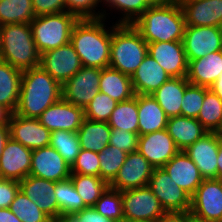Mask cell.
Returning <instances> with one entry per match:
<instances>
[{"instance_id":"28","label":"cell","mask_w":222,"mask_h":222,"mask_svg":"<svg viewBox=\"0 0 222 222\" xmlns=\"http://www.w3.org/2000/svg\"><path fill=\"white\" fill-rule=\"evenodd\" d=\"M189 84L187 78L172 77L151 95L168 118L181 116L184 91Z\"/></svg>"},{"instance_id":"36","label":"cell","mask_w":222,"mask_h":222,"mask_svg":"<svg viewBox=\"0 0 222 222\" xmlns=\"http://www.w3.org/2000/svg\"><path fill=\"white\" fill-rule=\"evenodd\" d=\"M197 120L208 132H218L222 124V100L210 89L205 93Z\"/></svg>"},{"instance_id":"53","label":"cell","mask_w":222,"mask_h":222,"mask_svg":"<svg viewBox=\"0 0 222 222\" xmlns=\"http://www.w3.org/2000/svg\"><path fill=\"white\" fill-rule=\"evenodd\" d=\"M209 89L222 100V73Z\"/></svg>"},{"instance_id":"58","label":"cell","mask_w":222,"mask_h":222,"mask_svg":"<svg viewBox=\"0 0 222 222\" xmlns=\"http://www.w3.org/2000/svg\"><path fill=\"white\" fill-rule=\"evenodd\" d=\"M151 4H163V3H167L170 2L172 0H148Z\"/></svg>"},{"instance_id":"55","label":"cell","mask_w":222,"mask_h":222,"mask_svg":"<svg viewBox=\"0 0 222 222\" xmlns=\"http://www.w3.org/2000/svg\"><path fill=\"white\" fill-rule=\"evenodd\" d=\"M218 177H222V140L219 137V150L217 156Z\"/></svg>"},{"instance_id":"39","label":"cell","mask_w":222,"mask_h":222,"mask_svg":"<svg viewBox=\"0 0 222 222\" xmlns=\"http://www.w3.org/2000/svg\"><path fill=\"white\" fill-rule=\"evenodd\" d=\"M9 209L22 222H52L53 220L46 215L36 203L31 201L21 190L12 201Z\"/></svg>"},{"instance_id":"15","label":"cell","mask_w":222,"mask_h":222,"mask_svg":"<svg viewBox=\"0 0 222 222\" xmlns=\"http://www.w3.org/2000/svg\"><path fill=\"white\" fill-rule=\"evenodd\" d=\"M50 132L66 130L76 133L85 119L84 108L61 98L49 106L38 118Z\"/></svg>"},{"instance_id":"47","label":"cell","mask_w":222,"mask_h":222,"mask_svg":"<svg viewBox=\"0 0 222 222\" xmlns=\"http://www.w3.org/2000/svg\"><path fill=\"white\" fill-rule=\"evenodd\" d=\"M35 17L66 11L65 0H32Z\"/></svg>"},{"instance_id":"20","label":"cell","mask_w":222,"mask_h":222,"mask_svg":"<svg viewBox=\"0 0 222 222\" xmlns=\"http://www.w3.org/2000/svg\"><path fill=\"white\" fill-rule=\"evenodd\" d=\"M219 134L208 132L184 151L196 164L204 179L218 178Z\"/></svg>"},{"instance_id":"40","label":"cell","mask_w":222,"mask_h":222,"mask_svg":"<svg viewBox=\"0 0 222 222\" xmlns=\"http://www.w3.org/2000/svg\"><path fill=\"white\" fill-rule=\"evenodd\" d=\"M103 216L123 222L122 192L108 186L93 206Z\"/></svg>"},{"instance_id":"21","label":"cell","mask_w":222,"mask_h":222,"mask_svg":"<svg viewBox=\"0 0 222 222\" xmlns=\"http://www.w3.org/2000/svg\"><path fill=\"white\" fill-rule=\"evenodd\" d=\"M20 190L53 221L59 217V207L55 196V182L32 175L19 182Z\"/></svg>"},{"instance_id":"30","label":"cell","mask_w":222,"mask_h":222,"mask_svg":"<svg viewBox=\"0 0 222 222\" xmlns=\"http://www.w3.org/2000/svg\"><path fill=\"white\" fill-rule=\"evenodd\" d=\"M22 72L0 60V105L11 113H14L18 106Z\"/></svg>"},{"instance_id":"43","label":"cell","mask_w":222,"mask_h":222,"mask_svg":"<svg viewBox=\"0 0 222 222\" xmlns=\"http://www.w3.org/2000/svg\"><path fill=\"white\" fill-rule=\"evenodd\" d=\"M207 87L189 84L185 91L181 106V116L196 118L203 106Z\"/></svg>"},{"instance_id":"31","label":"cell","mask_w":222,"mask_h":222,"mask_svg":"<svg viewBox=\"0 0 222 222\" xmlns=\"http://www.w3.org/2000/svg\"><path fill=\"white\" fill-rule=\"evenodd\" d=\"M76 133L81 149L100 153L109 144L111 128L107 122L91 121L85 118Z\"/></svg>"},{"instance_id":"14","label":"cell","mask_w":222,"mask_h":222,"mask_svg":"<svg viewBox=\"0 0 222 222\" xmlns=\"http://www.w3.org/2000/svg\"><path fill=\"white\" fill-rule=\"evenodd\" d=\"M29 175L53 182L63 181L70 178L71 166L49 145L32 150Z\"/></svg>"},{"instance_id":"23","label":"cell","mask_w":222,"mask_h":222,"mask_svg":"<svg viewBox=\"0 0 222 222\" xmlns=\"http://www.w3.org/2000/svg\"><path fill=\"white\" fill-rule=\"evenodd\" d=\"M162 168L190 196L195 193L197 187L204 180L196 164L185 151H179Z\"/></svg>"},{"instance_id":"42","label":"cell","mask_w":222,"mask_h":222,"mask_svg":"<svg viewBox=\"0 0 222 222\" xmlns=\"http://www.w3.org/2000/svg\"><path fill=\"white\" fill-rule=\"evenodd\" d=\"M117 103L105 93L99 92L84 108L85 118L91 121L108 122Z\"/></svg>"},{"instance_id":"16","label":"cell","mask_w":222,"mask_h":222,"mask_svg":"<svg viewBox=\"0 0 222 222\" xmlns=\"http://www.w3.org/2000/svg\"><path fill=\"white\" fill-rule=\"evenodd\" d=\"M8 127L10 138L31 150L50 145L51 132L39 119L24 118L11 113Z\"/></svg>"},{"instance_id":"29","label":"cell","mask_w":222,"mask_h":222,"mask_svg":"<svg viewBox=\"0 0 222 222\" xmlns=\"http://www.w3.org/2000/svg\"><path fill=\"white\" fill-rule=\"evenodd\" d=\"M99 92L118 103L135 96L131 77L111 67L101 69Z\"/></svg>"},{"instance_id":"44","label":"cell","mask_w":222,"mask_h":222,"mask_svg":"<svg viewBox=\"0 0 222 222\" xmlns=\"http://www.w3.org/2000/svg\"><path fill=\"white\" fill-rule=\"evenodd\" d=\"M101 0H65L66 12L74 14L78 19H106L104 12H96Z\"/></svg>"},{"instance_id":"13","label":"cell","mask_w":222,"mask_h":222,"mask_svg":"<svg viewBox=\"0 0 222 222\" xmlns=\"http://www.w3.org/2000/svg\"><path fill=\"white\" fill-rule=\"evenodd\" d=\"M153 169L149 161L137 150L128 153L109 186L119 191L148 186Z\"/></svg>"},{"instance_id":"38","label":"cell","mask_w":222,"mask_h":222,"mask_svg":"<svg viewBox=\"0 0 222 222\" xmlns=\"http://www.w3.org/2000/svg\"><path fill=\"white\" fill-rule=\"evenodd\" d=\"M128 153L120 150L116 146L108 145L98 153L99 177L108 184L115 178L119 169L123 165Z\"/></svg>"},{"instance_id":"32","label":"cell","mask_w":222,"mask_h":222,"mask_svg":"<svg viewBox=\"0 0 222 222\" xmlns=\"http://www.w3.org/2000/svg\"><path fill=\"white\" fill-rule=\"evenodd\" d=\"M139 116L136 94L131 99L117 103L108 124L111 129H119L139 134Z\"/></svg>"},{"instance_id":"17","label":"cell","mask_w":222,"mask_h":222,"mask_svg":"<svg viewBox=\"0 0 222 222\" xmlns=\"http://www.w3.org/2000/svg\"><path fill=\"white\" fill-rule=\"evenodd\" d=\"M148 53L171 78L187 77L188 61L182 41L148 43Z\"/></svg>"},{"instance_id":"18","label":"cell","mask_w":222,"mask_h":222,"mask_svg":"<svg viewBox=\"0 0 222 222\" xmlns=\"http://www.w3.org/2000/svg\"><path fill=\"white\" fill-rule=\"evenodd\" d=\"M137 151L142 154L154 168L163 167L180 150L166 129L140 135Z\"/></svg>"},{"instance_id":"2","label":"cell","mask_w":222,"mask_h":222,"mask_svg":"<svg viewBox=\"0 0 222 222\" xmlns=\"http://www.w3.org/2000/svg\"><path fill=\"white\" fill-rule=\"evenodd\" d=\"M62 98V85L40 66L22 72L20 93L15 114L38 119L52 104Z\"/></svg>"},{"instance_id":"24","label":"cell","mask_w":222,"mask_h":222,"mask_svg":"<svg viewBox=\"0 0 222 222\" xmlns=\"http://www.w3.org/2000/svg\"><path fill=\"white\" fill-rule=\"evenodd\" d=\"M171 77L148 53L135 73L131 76L136 95H152Z\"/></svg>"},{"instance_id":"10","label":"cell","mask_w":222,"mask_h":222,"mask_svg":"<svg viewBox=\"0 0 222 222\" xmlns=\"http://www.w3.org/2000/svg\"><path fill=\"white\" fill-rule=\"evenodd\" d=\"M39 66L61 85L83 67L71 43L42 53Z\"/></svg>"},{"instance_id":"56","label":"cell","mask_w":222,"mask_h":222,"mask_svg":"<svg viewBox=\"0 0 222 222\" xmlns=\"http://www.w3.org/2000/svg\"><path fill=\"white\" fill-rule=\"evenodd\" d=\"M186 222H211V221L200 218L190 211H186Z\"/></svg>"},{"instance_id":"50","label":"cell","mask_w":222,"mask_h":222,"mask_svg":"<svg viewBox=\"0 0 222 222\" xmlns=\"http://www.w3.org/2000/svg\"><path fill=\"white\" fill-rule=\"evenodd\" d=\"M156 222H186V212H165Z\"/></svg>"},{"instance_id":"3","label":"cell","mask_w":222,"mask_h":222,"mask_svg":"<svg viewBox=\"0 0 222 222\" xmlns=\"http://www.w3.org/2000/svg\"><path fill=\"white\" fill-rule=\"evenodd\" d=\"M132 25L147 43L182 41L186 27L178 0L151 4Z\"/></svg>"},{"instance_id":"6","label":"cell","mask_w":222,"mask_h":222,"mask_svg":"<svg viewBox=\"0 0 222 222\" xmlns=\"http://www.w3.org/2000/svg\"><path fill=\"white\" fill-rule=\"evenodd\" d=\"M78 20L66 11L34 17L30 26L40 54L70 43L71 31Z\"/></svg>"},{"instance_id":"25","label":"cell","mask_w":222,"mask_h":222,"mask_svg":"<svg viewBox=\"0 0 222 222\" xmlns=\"http://www.w3.org/2000/svg\"><path fill=\"white\" fill-rule=\"evenodd\" d=\"M188 61L187 81L210 88L222 73V50Z\"/></svg>"},{"instance_id":"45","label":"cell","mask_w":222,"mask_h":222,"mask_svg":"<svg viewBox=\"0 0 222 222\" xmlns=\"http://www.w3.org/2000/svg\"><path fill=\"white\" fill-rule=\"evenodd\" d=\"M99 168L98 153L81 149L76 160L71 166V173L99 177Z\"/></svg>"},{"instance_id":"27","label":"cell","mask_w":222,"mask_h":222,"mask_svg":"<svg viewBox=\"0 0 222 222\" xmlns=\"http://www.w3.org/2000/svg\"><path fill=\"white\" fill-rule=\"evenodd\" d=\"M139 136L166 129L168 116L151 95H136Z\"/></svg>"},{"instance_id":"57","label":"cell","mask_w":222,"mask_h":222,"mask_svg":"<svg viewBox=\"0 0 222 222\" xmlns=\"http://www.w3.org/2000/svg\"><path fill=\"white\" fill-rule=\"evenodd\" d=\"M54 222H79L74 216H60Z\"/></svg>"},{"instance_id":"11","label":"cell","mask_w":222,"mask_h":222,"mask_svg":"<svg viewBox=\"0 0 222 222\" xmlns=\"http://www.w3.org/2000/svg\"><path fill=\"white\" fill-rule=\"evenodd\" d=\"M183 46L187 60L222 50V27L186 25Z\"/></svg>"},{"instance_id":"19","label":"cell","mask_w":222,"mask_h":222,"mask_svg":"<svg viewBox=\"0 0 222 222\" xmlns=\"http://www.w3.org/2000/svg\"><path fill=\"white\" fill-rule=\"evenodd\" d=\"M32 150L9 137L0 157V178L20 182L30 174Z\"/></svg>"},{"instance_id":"4","label":"cell","mask_w":222,"mask_h":222,"mask_svg":"<svg viewBox=\"0 0 222 222\" xmlns=\"http://www.w3.org/2000/svg\"><path fill=\"white\" fill-rule=\"evenodd\" d=\"M40 57L30 23L0 26V60L24 71L38 67Z\"/></svg>"},{"instance_id":"52","label":"cell","mask_w":222,"mask_h":222,"mask_svg":"<svg viewBox=\"0 0 222 222\" xmlns=\"http://www.w3.org/2000/svg\"><path fill=\"white\" fill-rule=\"evenodd\" d=\"M8 125H0V157L3 153L6 141L9 139Z\"/></svg>"},{"instance_id":"26","label":"cell","mask_w":222,"mask_h":222,"mask_svg":"<svg viewBox=\"0 0 222 222\" xmlns=\"http://www.w3.org/2000/svg\"><path fill=\"white\" fill-rule=\"evenodd\" d=\"M166 130L180 151H184L208 133L196 118L184 116L168 118Z\"/></svg>"},{"instance_id":"60","label":"cell","mask_w":222,"mask_h":222,"mask_svg":"<svg viewBox=\"0 0 222 222\" xmlns=\"http://www.w3.org/2000/svg\"><path fill=\"white\" fill-rule=\"evenodd\" d=\"M218 180H219V182H220V184L222 186V177H218Z\"/></svg>"},{"instance_id":"46","label":"cell","mask_w":222,"mask_h":222,"mask_svg":"<svg viewBox=\"0 0 222 222\" xmlns=\"http://www.w3.org/2000/svg\"><path fill=\"white\" fill-rule=\"evenodd\" d=\"M139 134L119 129H111V137L108 145H113L120 150L131 153L138 149Z\"/></svg>"},{"instance_id":"61","label":"cell","mask_w":222,"mask_h":222,"mask_svg":"<svg viewBox=\"0 0 222 222\" xmlns=\"http://www.w3.org/2000/svg\"><path fill=\"white\" fill-rule=\"evenodd\" d=\"M123 222H146V221H123Z\"/></svg>"},{"instance_id":"5","label":"cell","mask_w":222,"mask_h":222,"mask_svg":"<svg viewBox=\"0 0 222 222\" xmlns=\"http://www.w3.org/2000/svg\"><path fill=\"white\" fill-rule=\"evenodd\" d=\"M147 54L148 43L132 24H117L112 29L109 67L131 77Z\"/></svg>"},{"instance_id":"49","label":"cell","mask_w":222,"mask_h":222,"mask_svg":"<svg viewBox=\"0 0 222 222\" xmlns=\"http://www.w3.org/2000/svg\"><path fill=\"white\" fill-rule=\"evenodd\" d=\"M79 222H116L98 213L94 207H87L73 215Z\"/></svg>"},{"instance_id":"48","label":"cell","mask_w":222,"mask_h":222,"mask_svg":"<svg viewBox=\"0 0 222 222\" xmlns=\"http://www.w3.org/2000/svg\"><path fill=\"white\" fill-rule=\"evenodd\" d=\"M19 190L18 181L0 178V208H9Z\"/></svg>"},{"instance_id":"34","label":"cell","mask_w":222,"mask_h":222,"mask_svg":"<svg viewBox=\"0 0 222 222\" xmlns=\"http://www.w3.org/2000/svg\"><path fill=\"white\" fill-rule=\"evenodd\" d=\"M75 190L87 207H93L109 184L100 177L71 173Z\"/></svg>"},{"instance_id":"59","label":"cell","mask_w":222,"mask_h":222,"mask_svg":"<svg viewBox=\"0 0 222 222\" xmlns=\"http://www.w3.org/2000/svg\"><path fill=\"white\" fill-rule=\"evenodd\" d=\"M217 133L219 134V137L222 140V127L220 128V130Z\"/></svg>"},{"instance_id":"54","label":"cell","mask_w":222,"mask_h":222,"mask_svg":"<svg viewBox=\"0 0 222 222\" xmlns=\"http://www.w3.org/2000/svg\"><path fill=\"white\" fill-rule=\"evenodd\" d=\"M11 112L4 106L0 105V125H8Z\"/></svg>"},{"instance_id":"33","label":"cell","mask_w":222,"mask_h":222,"mask_svg":"<svg viewBox=\"0 0 222 222\" xmlns=\"http://www.w3.org/2000/svg\"><path fill=\"white\" fill-rule=\"evenodd\" d=\"M54 193L59 207V217L73 216L75 213L87 208L70 178L55 182Z\"/></svg>"},{"instance_id":"1","label":"cell","mask_w":222,"mask_h":222,"mask_svg":"<svg viewBox=\"0 0 222 222\" xmlns=\"http://www.w3.org/2000/svg\"><path fill=\"white\" fill-rule=\"evenodd\" d=\"M104 18L79 19L71 31L70 43L79 55L83 67L106 68L110 64L112 29L105 27Z\"/></svg>"},{"instance_id":"22","label":"cell","mask_w":222,"mask_h":222,"mask_svg":"<svg viewBox=\"0 0 222 222\" xmlns=\"http://www.w3.org/2000/svg\"><path fill=\"white\" fill-rule=\"evenodd\" d=\"M186 25L222 27V0H178Z\"/></svg>"},{"instance_id":"7","label":"cell","mask_w":222,"mask_h":222,"mask_svg":"<svg viewBox=\"0 0 222 222\" xmlns=\"http://www.w3.org/2000/svg\"><path fill=\"white\" fill-rule=\"evenodd\" d=\"M121 192L124 221L156 222L166 212L148 186Z\"/></svg>"},{"instance_id":"9","label":"cell","mask_w":222,"mask_h":222,"mask_svg":"<svg viewBox=\"0 0 222 222\" xmlns=\"http://www.w3.org/2000/svg\"><path fill=\"white\" fill-rule=\"evenodd\" d=\"M100 68L82 67L62 85V98L85 108L99 93Z\"/></svg>"},{"instance_id":"51","label":"cell","mask_w":222,"mask_h":222,"mask_svg":"<svg viewBox=\"0 0 222 222\" xmlns=\"http://www.w3.org/2000/svg\"><path fill=\"white\" fill-rule=\"evenodd\" d=\"M0 222H22L9 208H0Z\"/></svg>"},{"instance_id":"37","label":"cell","mask_w":222,"mask_h":222,"mask_svg":"<svg viewBox=\"0 0 222 222\" xmlns=\"http://www.w3.org/2000/svg\"><path fill=\"white\" fill-rule=\"evenodd\" d=\"M50 146L64 158L69 166H72L81 151L77 133L66 130L51 132Z\"/></svg>"},{"instance_id":"12","label":"cell","mask_w":222,"mask_h":222,"mask_svg":"<svg viewBox=\"0 0 222 222\" xmlns=\"http://www.w3.org/2000/svg\"><path fill=\"white\" fill-rule=\"evenodd\" d=\"M190 212L211 222H222V186L218 178L204 179L191 196Z\"/></svg>"},{"instance_id":"41","label":"cell","mask_w":222,"mask_h":222,"mask_svg":"<svg viewBox=\"0 0 222 222\" xmlns=\"http://www.w3.org/2000/svg\"><path fill=\"white\" fill-rule=\"evenodd\" d=\"M106 6L119 10L122 13L117 24H132L151 3L148 0H101Z\"/></svg>"},{"instance_id":"8","label":"cell","mask_w":222,"mask_h":222,"mask_svg":"<svg viewBox=\"0 0 222 222\" xmlns=\"http://www.w3.org/2000/svg\"><path fill=\"white\" fill-rule=\"evenodd\" d=\"M148 187L166 212L190 211L191 196L181 189L162 167L153 169Z\"/></svg>"},{"instance_id":"35","label":"cell","mask_w":222,"mask_h":222,"mask_svg":"<svg viewBox=\"0 0 222 222\" xmlns=\"http://www.w3.org/2000/svg\"><path fill=\"white\" fill-rule=\"evenodd\" d=\"M34 17L32 0L0 1V26L14 23H30Z\"/></svg>"}]
</instances>
